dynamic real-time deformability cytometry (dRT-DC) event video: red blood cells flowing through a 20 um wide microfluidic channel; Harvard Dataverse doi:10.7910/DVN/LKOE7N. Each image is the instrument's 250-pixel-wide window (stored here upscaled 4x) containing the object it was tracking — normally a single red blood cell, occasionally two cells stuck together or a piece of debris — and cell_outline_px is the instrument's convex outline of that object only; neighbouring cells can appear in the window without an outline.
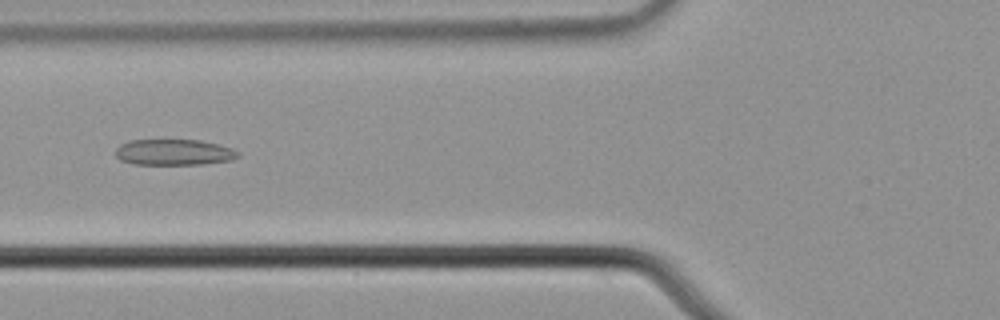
{"species": "common noctule bat (a hibernating species)", "species_latin": "Nyctalus noctula", "temperature_condition": "cold", "stored_images_in_passage": 8, "camera_frame_rate_fps": 3000, "um_per_image_px": 0.085, "animal": {"sex": "male", "body_mass_g": 21.5, "forearm_length_mm": 52.0}, "frame": {"image": 1, "passage_image": 6, "time_ms": 1.667, "image_size_px": [1000, 320], "cell_outline_px": [[240, 156], [232, 160], [204, 164], [132, 164], [120, 160], [116, 156], [116, 148], [120, 144], [128, 140], [200, 140], [232, 148], [240, 152]], "centroid_in_image_um": [14.79, 12.94], "position_along_channel_um": 111.0, "area_um2": 18.61}}
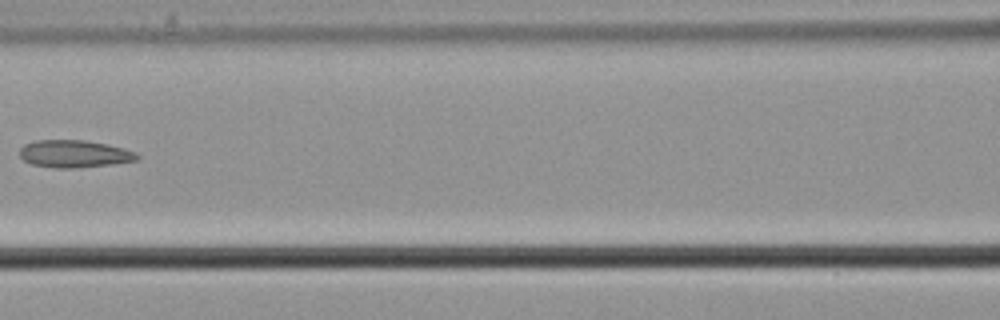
{"frame": {"image": 2, "passage_image": 7, "time_ms": 2.0, "image_size_px": [1000, 320], "cell_outline_px": [[140, 156], [136, 160], [112, 164], [72, 168], [56, 168], [32, 164], [24, 160], [20, 156], [20, 148], [24, 144], [36, 140], [84, 140], [108, 144], [124, 148], [136, 152]], "centroid_in_image_um": [6.32, 13.07], "position_along_channel_um": 160.3, "area_um2": 18.73}}
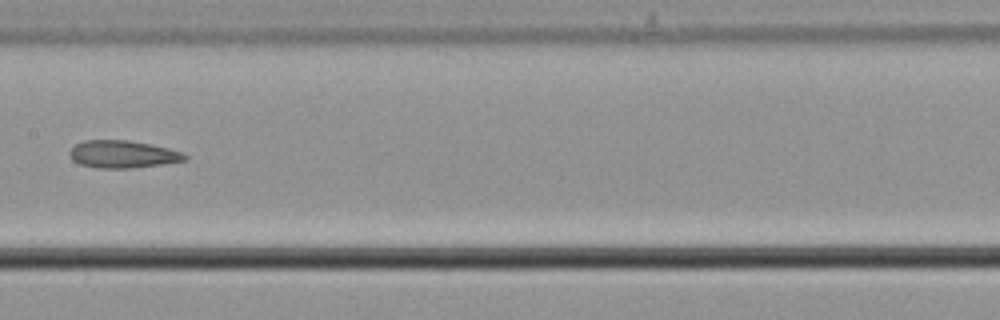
{"frame": {"image": 3, "passage_image": 8, "time_ms": 2.333, "image_size_px": [1000, 320], "cell_outline_px": [[188, 160], [132, 168], [96, 168], [80, 164], [72, 160], [68, 152], [76, 144], [84, 140], [128, 140], [168, 148], [184, 152], [188, 156]], "centroid_in_image_um": [10.43, 13.11], "position_along_channel_um": 197.0, "area_um2": 18.44}}